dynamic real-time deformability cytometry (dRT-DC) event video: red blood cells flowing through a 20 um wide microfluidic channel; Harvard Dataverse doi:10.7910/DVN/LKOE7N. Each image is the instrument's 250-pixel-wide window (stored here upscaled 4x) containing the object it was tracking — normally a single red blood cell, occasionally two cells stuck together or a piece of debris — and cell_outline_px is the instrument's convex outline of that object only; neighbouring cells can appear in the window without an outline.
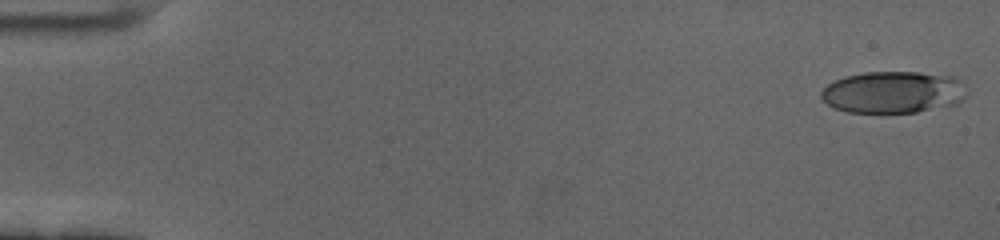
{"species": "human", "species_latin": "Homo sapiens", "temperature_condition": "cold", "stored_images_in_passage": 58, "camera_frame_rate_fps": 3000, "um_per_image_px": 0.085, "donor": {"sex": "female"}, "frame": {"image": 1, "passage_image": 1, "time_ms": 0.0, "image_size_px": [1000, 240], "cell_outline_px": [[964, 100], [956, 104], [916, 112], [848, 112], [832, 108], [820, 96], [820, 92], [828, 84], [844, 76], [864, 72], [916, 72], [956, 76], [964, 84]], "centroid_in_image_um": [75.92, 7.83], "position_along_channel_um": 9.1, "area_um2": 35.6}}
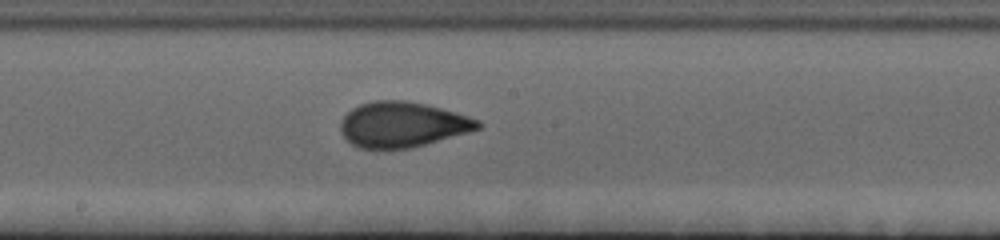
{"frame": {"image": 2, "passage_image": 32, "time_ms": 10.333, "image_size_px": [1000, 240], "cell_outline_px": [[484, 124], [480, 128], [468, 132], [424, 144], [408, 148], [360, 148], [352, 144], [340, 132], [340, 120], [352, 108], [360, 104], [372, 100], [404, 100], [424, 104], [456, 112], [480, 120]], "centroid_in_image_um": [34.19, 10.57], "position_along_channel_um": 214.0, "area_um2": 36.07}}
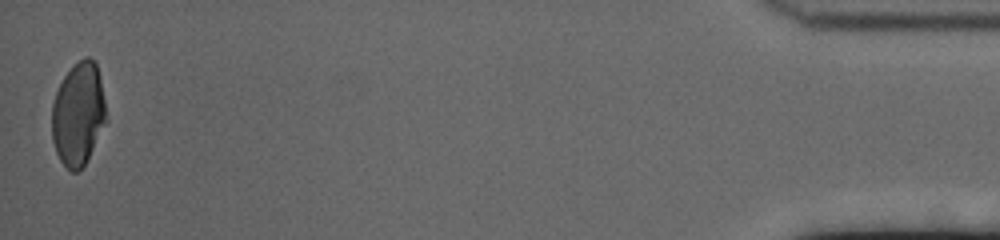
{"frame": {"image": 3, "passage_image": 58, "time_ms": 19.0, "image_size_px": [1000, 240], "cell_outline_px": [[104, 124], [84, 164], [76, 172], [72, 172], [60, 160], [56, 152], [52, 140], [52, 104], [56, 92], [64, 76], [84, 56], [88, 56], [96, 64], [100, 80], [104, 100]], "centroid_in_image_um": [6.61, 9.69], "position_along_channel_um": 428.6, "area_um2": 31.62}, "authors_computed_cell_mechanics": {"area_um2": 34.9112, "velocity_mm_per_s": 3.4592, "shape_relaxation_time_tau1_ms": 5.2823, "shape_relaxation_time_tau2_ms": 1.1069, "deformation_change_tau1": 0.1839, "deformation_change_tau2": 0.0654}}